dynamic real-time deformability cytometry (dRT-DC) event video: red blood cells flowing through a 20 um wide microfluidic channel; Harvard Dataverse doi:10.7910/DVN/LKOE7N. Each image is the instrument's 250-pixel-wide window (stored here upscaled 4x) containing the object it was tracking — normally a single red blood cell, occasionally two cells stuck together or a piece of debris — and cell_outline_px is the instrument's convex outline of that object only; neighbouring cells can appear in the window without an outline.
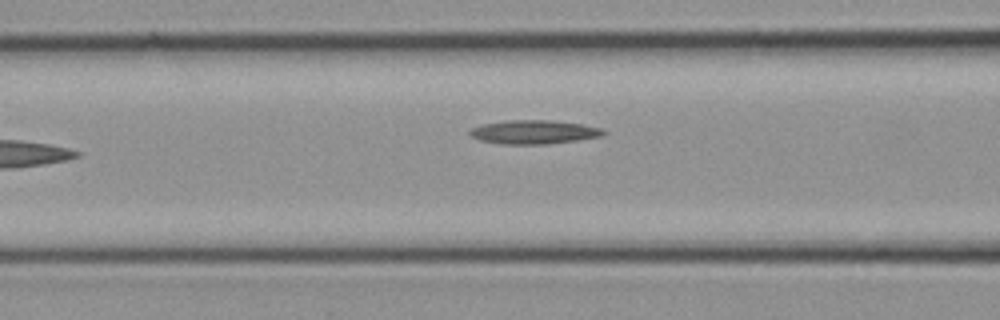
{"species": "common noctule bat (a hibernating species)", "species_latin": "Nyctalus noctula", "temperature_condition": "cold", "stored_images_in_passage": 12, "camera_frame_rate_fps": 3000, "um_per_image_px": 0.085, "animal": {"sex": "female", "body_mass_g": 21.9}, "frame": {"image": 1, "passage_image": 12, "time_ms": 3.667, "image_size_px": [1000, 320], "cell_outline_px": [[608, 132], [604, 136], [548, 144], [500, 144], [480, 140], [472, 136], [468, 132], [472, 128], [484, 124], [508, 120], [548, 120], [580, 124], [600, 128]], "centroid_in_image_um": [45.4, 11.23], "position_along_channel_um": 121.2, "area_um2": 18.38}}